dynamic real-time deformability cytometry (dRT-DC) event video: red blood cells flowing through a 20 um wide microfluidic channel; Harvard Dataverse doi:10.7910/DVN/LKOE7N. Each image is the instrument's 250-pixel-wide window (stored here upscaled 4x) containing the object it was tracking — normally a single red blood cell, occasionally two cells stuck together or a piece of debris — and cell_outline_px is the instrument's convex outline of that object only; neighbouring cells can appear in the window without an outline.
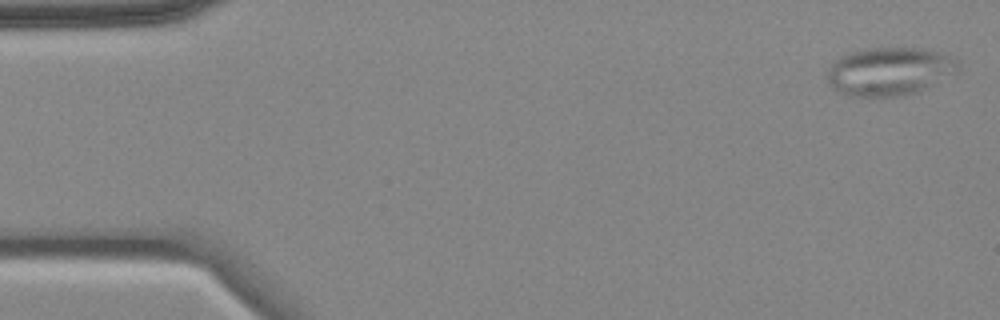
{"species": "common noctule bat (a hibernating species)", "species_latin": "Nyctalus noctula", "temperature_condition": "cold", "stored_images_in_passage": 7, "camera_frame_rate_fps": 3000, "um_per_image_px": 0.085, "animal": {"sex": "female", "body_mass_g": 18.4}, "frame": {"image": 1, "passage_image": 1, "time_ms": 0.0, "image_size_px": [1000, 320], "cell_outline_px": [[960, 68], [956, 72], [916, 92], [900, 96], [844, 96], [836, 92], [828, 84], [828, 68], [840, 56], [852, 52], [868, 48], [924, 48], [956, 56], [960, 64]], "centroid_in_image_um": [75.6, 6.06], "position_along_channel_um": 9.4, "area_um2": 36.93}}